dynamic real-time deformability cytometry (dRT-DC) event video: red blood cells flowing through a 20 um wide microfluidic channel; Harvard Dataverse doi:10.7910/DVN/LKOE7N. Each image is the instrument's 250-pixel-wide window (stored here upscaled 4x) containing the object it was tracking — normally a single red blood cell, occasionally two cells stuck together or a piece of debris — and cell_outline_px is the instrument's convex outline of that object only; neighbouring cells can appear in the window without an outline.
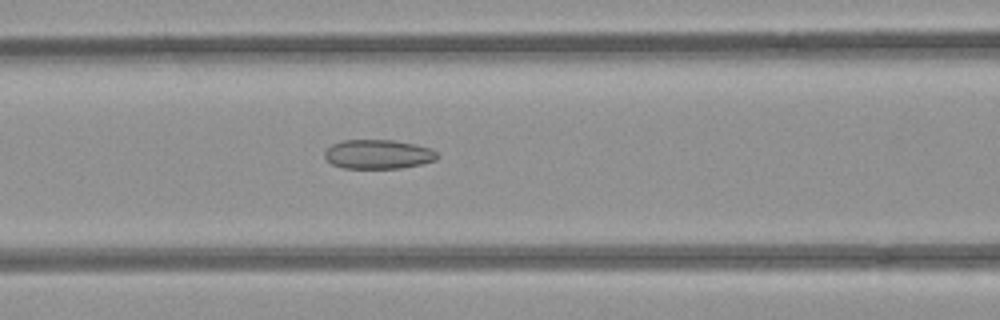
{"species": "common noctule bat (a hibernating species)", "species_latin": "Nyctalus noctula", "temperature_condition": "room temperature", "stored_images_in_passage": 39, "camera_frame_rate_fps": 3000, "um_per_image_px": 0.085, "animal": {"sex": "female", "body_mass_g": 21.9}, "frame": {"image": 1, "passage_image": 9, "time_ms": 2.667, "image_size_px": [1000, 320], "cell_outline_px": [[440, 156], [436, 160], [424, 164], [400, 168], [344, 168], [332, 164], [324, 156], [324, 152], [332, 144], [340, 140], [392, 140], [432, 148]], "centroid_in_image_um": [32.16, 13.11], "position_along_channel_um": 134.4, "area_um2": 19.25}}
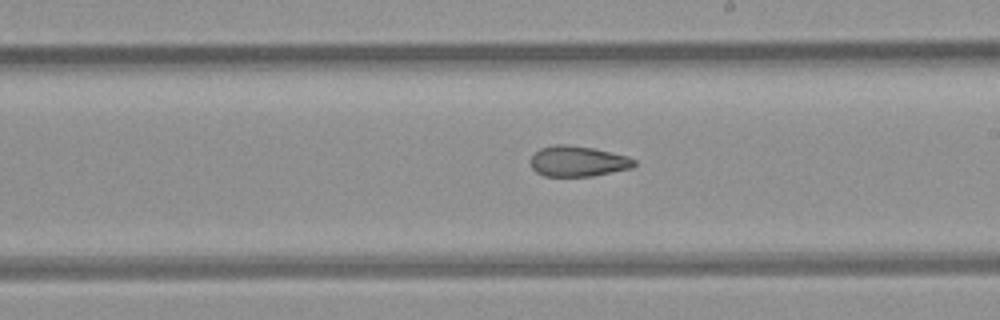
{"frame": {"image": 2, "passage_image": 17, "time_ms": 5.333, "image_size_px": [1000, 320], "cell_outline_px": [[636, 164], [632, 168], [592, 176], [544, 176], [536, 172], [532, 168], [532, 156], [540, 148], [556, 144], [564, 144], [592, 148], [628, 156], [636, 160]], "centroid_in_image_um": [49.14, 13.71], "position_along_channel_um": 239.9, "area_um2": 18.32}}
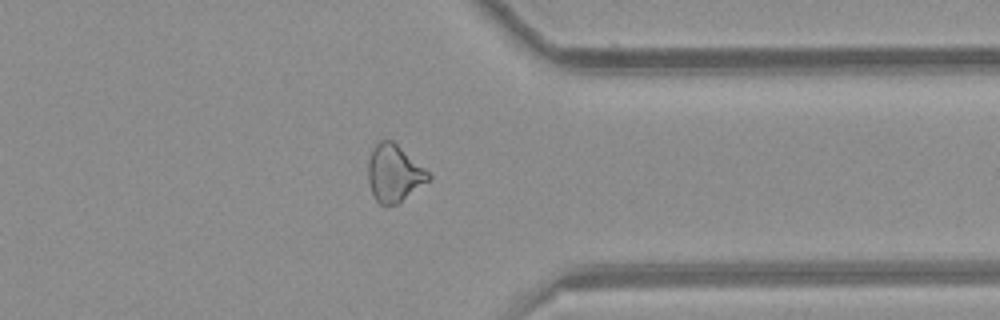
{"frame": {"image": 3, "passage_image": 28, "time_ms": 9.0, "image_size_px": [1000, 320], "cell_outline_px": [[432, 180], [396, 204], [380, 204], [376, 200], [372, 192], [368, 180], [368, 160], [372, 148], [380, 140], [392, 140], [424, 168], [432, 176]], "centroid_in_image_um": [33.5, 14.73], "position_along_channel_um": 377.9, "area_um2": 19.94}, "authors_computed_cell_mechanics": {"area_um2": 19.941, "velocity_mm_per_s": 3.9466, "shape_relaxation_time_tau1_ms": null, "shape_relaxation_time_tau2_ms": 2.585, "deformation_change_tau1": null, "deformation_change_tau2": 0.0945}}